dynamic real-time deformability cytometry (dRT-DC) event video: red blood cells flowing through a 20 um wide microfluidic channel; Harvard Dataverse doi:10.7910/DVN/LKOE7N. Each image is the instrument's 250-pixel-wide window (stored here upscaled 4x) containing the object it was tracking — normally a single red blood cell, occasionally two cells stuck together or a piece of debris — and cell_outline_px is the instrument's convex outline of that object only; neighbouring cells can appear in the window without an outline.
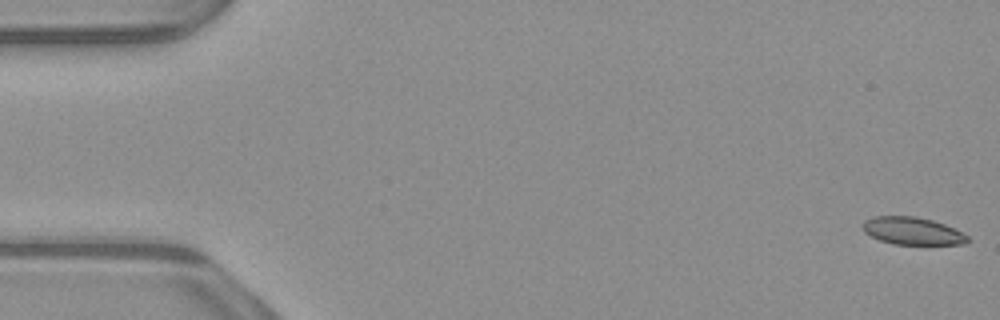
{"species": "common noctule bat (a hibernating species)", "species_latin": "Nyctalus noctula", "temperature_condition": "warm", "stored_images_in_passage": 53, "camera_frame_rate_fps": 3000, "um_per_image_px": 0.085, "animal": {"sex": "male", "body_mass_g": 23.1, "forearm_length_mm": 52.7}, "frame": {"image": 1, "passage_image": 1, "time_ms": 0.0, "image_size_px": [1000, 320], "cell_outline_px": [[968, 240], [964, 244], [892, 244], [880, 240], [864, 232], [860, 224], [864, 220], [872, 216], [916, 216], [932, 220], [944, 224], [968, 236]], "centroid_in_image_um": [77.48, 19.62], "position_along_channel_um": 7.5, "area_um2": 16.76}}
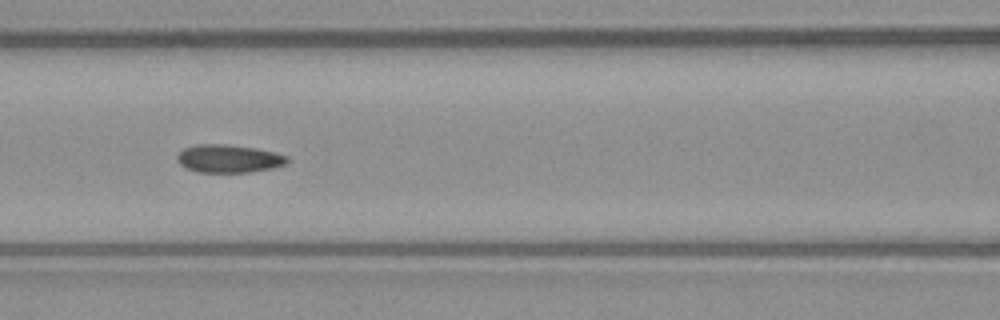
{"frame": {"image": 2, "passage_image": 23, "time_ms": 7.333, "image_size_px": [1000, 320], "cell_outline_px": [[288, 164], [272, 168], [248, 172], [196, 172], [180, 164], [176, 160], [176, 156], [184, 148], [196, 144], [228, 144], [256, 148], [288, 156]], "centroid_in_image_um": [19.43, 13.48], "position_along_channel_um": 147.2, "area_um2": 17.98}}
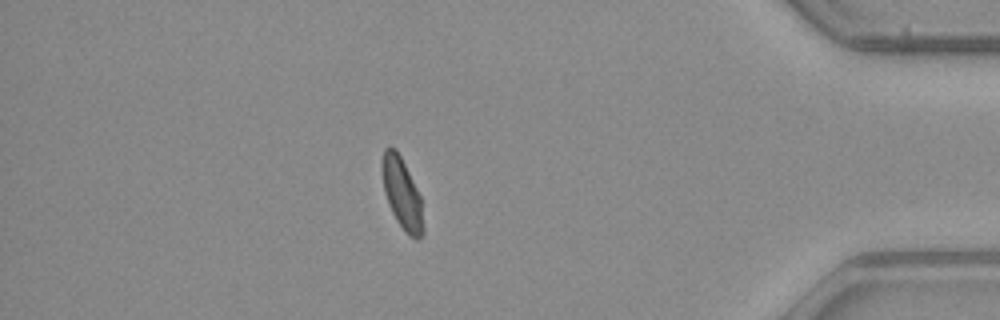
{"frame": {"image": 3, "passage_image": 46, "time_ms": 15.0, "image_size_px": [1000, 320], "cell_outline_px": [[424, 232], [416, 240], [408, 236], [404, 232], [396, 220], [388, 204], [384, 192], [384, 148], [396, 148], [420, 196], [424, 228]], "centroid_in_image_um": [34.2, 16.56], "position_along_channel_um": 401.0, "area_um2": 16.42}}